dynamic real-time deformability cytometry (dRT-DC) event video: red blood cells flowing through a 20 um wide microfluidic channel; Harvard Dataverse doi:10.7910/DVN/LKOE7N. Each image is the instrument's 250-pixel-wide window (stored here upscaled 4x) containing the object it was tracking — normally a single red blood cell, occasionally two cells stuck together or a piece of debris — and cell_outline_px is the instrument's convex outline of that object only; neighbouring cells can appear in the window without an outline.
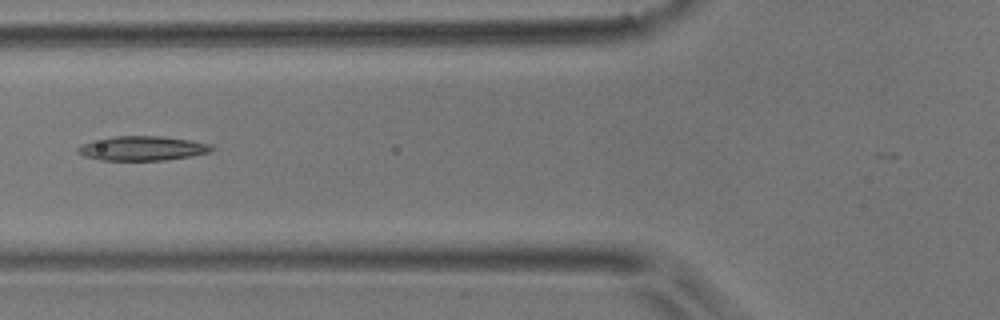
{"species": "common noctule bat (a hibernating species)", "species_latin": "Nyctalus noctula", "temperature_condition": "room temperature", "stored_images_in_passage": 44, "camera_frame_rate_fps": 3000, "um_per_image_px": 0.085, "animal": {"sex": "male", "body_mass_g": 17.9}, "frame": {"image": 1, "passage_image": 19, "time_ms": 6.0, "image_size_px": [1000, 320], "cell_outline_px": [[216, 148], [212, 152], [192, 156], [164, 160], [100, 160], [84, 156], [76, 152], [76, 148], [92, 140], [116, 136], [160, 136], [188, 140], [208, 144]], "centroid_in_image_um": [12.09, 12.61], "position_along_channel_um": 113.7, "area_um2": 19.02}}
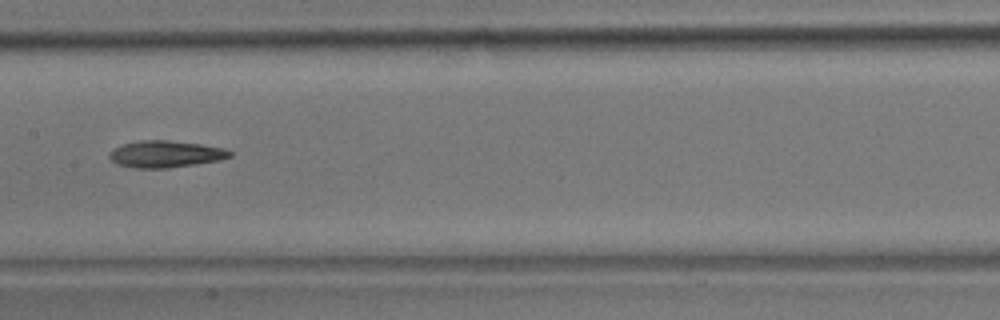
{"frame": {"image": 2, "passage_image": 25, "time_ms": 8.0, "image_size_px": [1000, 320], "cell_outline_px": [[232, 156], [220, 160], [196, 164], [168, 168], [132, 168], [116, 164], [108, 156], [112, 148], [124, 144], [140, 140], [168, 140], [200, 144], [224, 148], [232, 152]], "centroid_in_image_um": [14.05, 13.1], "position_along_channel_um": 193.3, "area_um2": 18.9}}
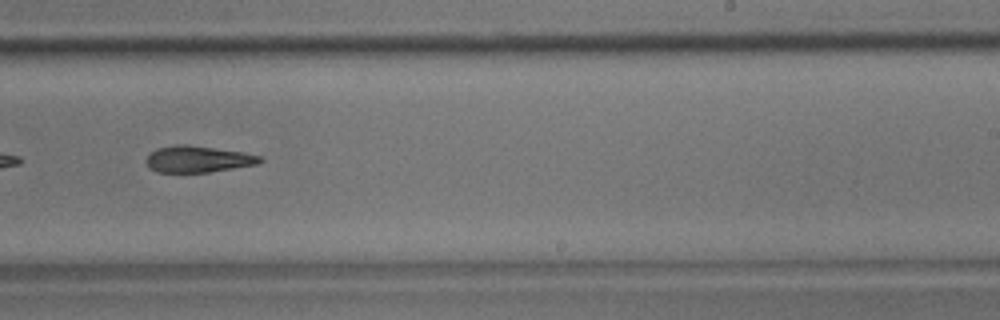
{"frame": {"image": 3, "passage_image": 31, "time_ms": 10.0, "image_size_px": [1000, 320], "cell_outline_px": [[264, 160], [256, 164], [208, 172], [156, 172], [148, 168], [144, 160], [156, 148], [180, 144], [184, 144], [240, 152], [260, 156]], "centroid_in_image_um": [16.75, 13.53], "position_along_channel_um": 272.3, "area_um2": 17.28}}